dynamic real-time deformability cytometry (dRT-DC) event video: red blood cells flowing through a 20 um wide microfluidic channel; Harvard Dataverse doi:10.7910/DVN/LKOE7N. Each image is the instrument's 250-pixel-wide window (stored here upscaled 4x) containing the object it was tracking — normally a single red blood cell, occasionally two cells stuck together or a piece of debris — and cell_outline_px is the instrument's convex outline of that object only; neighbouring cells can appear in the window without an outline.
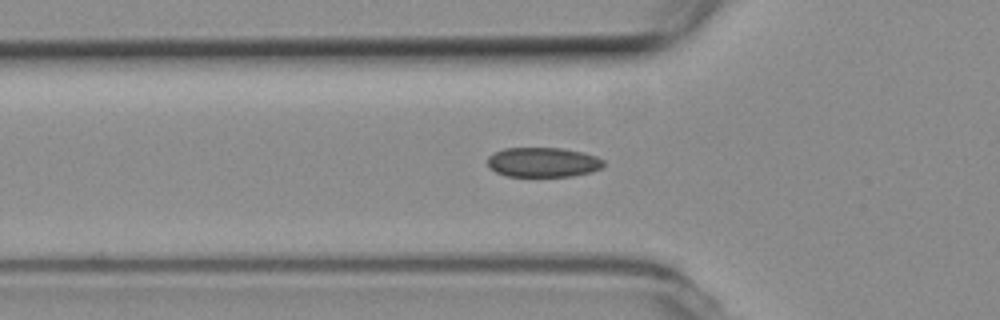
{"species": "common noctule bat (a hibernating species)", "species_latin": "Nyctalus noctula", "temperature_condition": "room temperature", "stored_images_in_passage": 33, "camera_frame_rate_fps": 3000, "um_per_image_px": 0.085, "animal": {"sex": "female", "body_mass_g": 19.3, "forearm_length_mm": 54.1}, "frame": {"image": 1, "passage_image": 2, "time_ms": 0.333, "image_size_px": [1000, 320], "cell_outline_px": [[604, 164], [600, 168], [588, 172], [572, 176], [508, 176], [496, 172], [488, 164], [488, 156], [492, 152], [504, 148], [564, 148], [584, 152], [596, 156], [604, 160]], "centroid_in_image_um": [46.15, 13.77], "position_along_channel_um": 79.7, "area_um2": 20.06}}
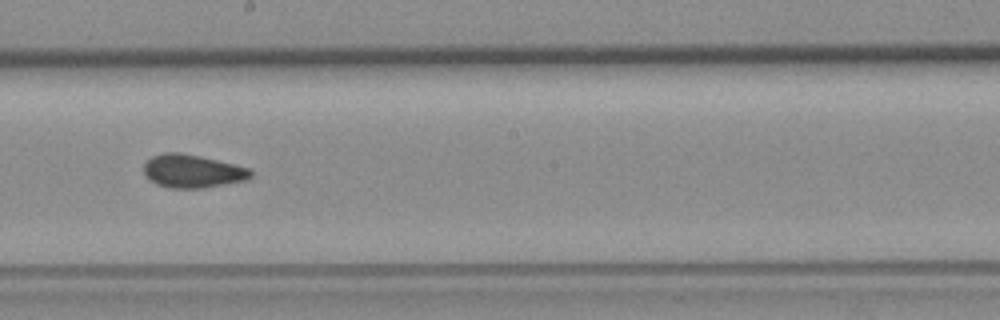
{"frame": {"image": 2, "passage_image": 14, "time_ms": 4.333, "image_size_px": [1000, 320], "cell_outline_px": [[252, 176], [244, 180], [204, 188], [168, 188], [156, 184], [148, 180], [144, 172], [144, 164], [152, 156], [164, 152], [180, 152], [200, 156], [248, 168], [252, 172]], "centroid_in_image_um": [16.3, 14.55], "position_along_channel_um": 231.9, "area_um2": 20.58}}
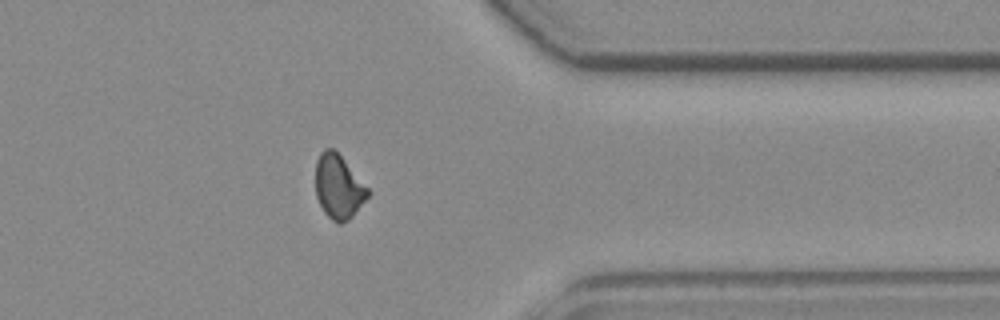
{"frame": {"image": 3, "passage_image": 27, "time_ms": 8.667, "image_size_px": [1000, 320], "cell_outline_px": [[368, 196], [352, 216], [348, 220], [340, 224], [332, 220], [324, 212], [316, 196], [316, 160], [320, 152], [324, 148], [332, 148], [340, 156], [368, 188]], "centroid_in_image_um": [28.74, 15.88], "position_along_channel_um": 382.7, "area_um2": 19.07}}